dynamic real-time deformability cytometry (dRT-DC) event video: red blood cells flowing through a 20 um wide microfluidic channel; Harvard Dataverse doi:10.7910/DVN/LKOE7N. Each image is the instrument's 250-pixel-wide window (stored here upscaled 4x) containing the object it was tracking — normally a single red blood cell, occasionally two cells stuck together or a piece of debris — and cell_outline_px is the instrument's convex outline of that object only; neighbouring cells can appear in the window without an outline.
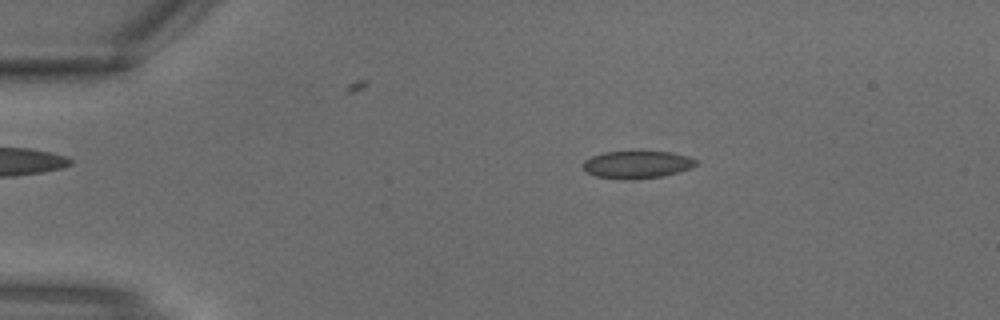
{"species": "common noctule bat (a hibernating species)", "species_latin": "Nyctalus noctula", "temperature_condition": "warm", "stored_images_in_passage": 2, "camera_frame_rate_fps": 3000, "um_per_image_px": 0.085, "animal": {"sex": "male", "body_mass_g": 18.8}, "frame": {"image": 1, "passage_image": 1, "time_ms": 0.0, "image_size_px": [1000, 320], "cell_outline_px": [[700, 160], [692, 168], [680, 172], [660, 176], [632, 180], [624, 180], [596, 176], [584, 172], [580, 164], [584, 160], [592, 156], [604, 152], [640, 148], [672, 152], [688, 156]], "centroid_in_image_um": [54.14, 13.94], "position_along_channel_um": 30.9, "area_um2": 19.36}}
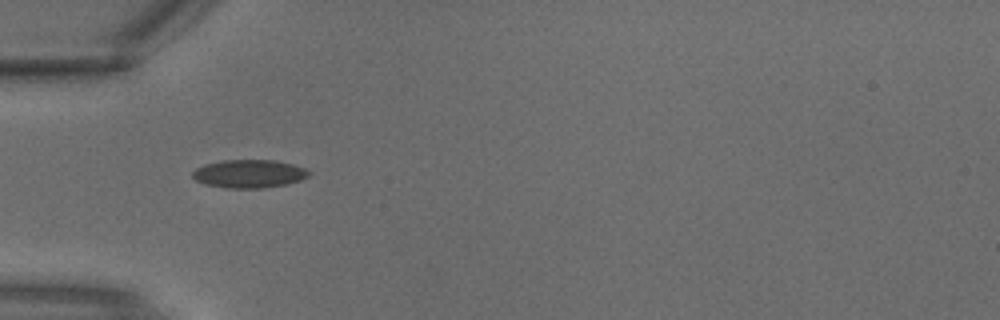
{"frame": {"image": 2, "passage_image": 2, "time_ms": 0.333, "image_size_px": [1000, 320], "cell_outline_px": [[312, 172], [308, 176], [300, 180], [284, 184], [264, 188], [228, 188], [204, 184], [196, 180], [192, 176], [192, 172], [196, 168], [204, 164], [224, 160], [276, 160], [292, 164], [304, 168]], "centroid_in_image_um": [21.16, 14.76], "position_along_channel_um": 63.8, "area_um2": 19.07}}